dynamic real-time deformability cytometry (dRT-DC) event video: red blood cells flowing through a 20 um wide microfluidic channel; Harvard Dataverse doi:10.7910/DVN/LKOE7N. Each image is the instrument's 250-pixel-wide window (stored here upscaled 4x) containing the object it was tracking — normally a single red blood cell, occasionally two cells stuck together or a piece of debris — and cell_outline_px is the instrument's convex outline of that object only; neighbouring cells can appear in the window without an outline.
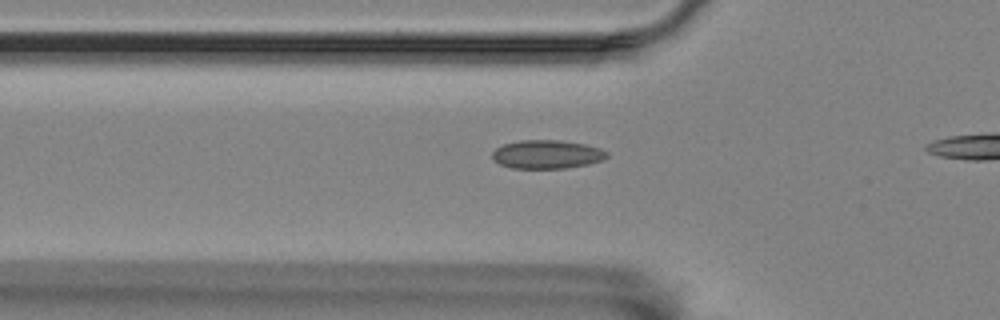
{"species": "Egyptian fruit bat (a non-hibernating species)", "species_latin": "Rousettus aegyptiacus", "temperature_condition": "room temperature", "stored_images_in_passage": 30, "camera_frame_rate_fps": 3000, "um_per_image_px": 0.085, "animal": {"sex": "female"}, "frame": {"image": 1, "passage_image": 3, "time_ms": 0.667, "image_size_px": [1000, 320], "cell_outline_px": [[608, 156], [600, 160], [588, 164], [564, 168], [512, 168], [500, 164], [492, 160], [492, 152], [496, 148], [504, 144], [520, 140], [560, 140], [584, 144], [600, 148], [608, 152]], "centroid_in_image_um": [46.46, 13.11], "position_along_channel_um": 79.3, "area_um2": 19.02}}
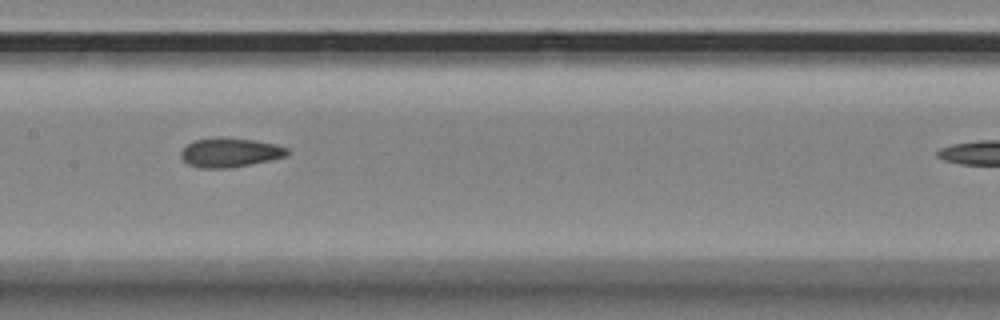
{"frame": {"image": 2, "passage_image": 12, "time_ms": 3.667, "image_size_px": [1000, 320], "cell_outline_px": [[288, 152], [284, 156], [268, 160], [228, 168], [200, 168], [188, 164], [180, 156], [180, 152], [188, 144], [196, 140], [220, 136], [252, 140], [276, 144], [288, 148]], "centroid_in_image_um": [19.5, 12.95], "position_along_channel_um": 187.9, "area_um2": 17.86}}
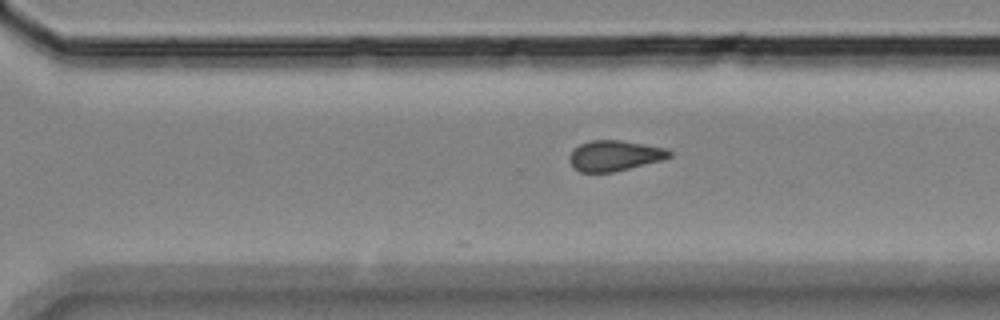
{"frame": {"image": 3, "passage_image": 23, "time_ms": 7.333, "image_size_px": [1000, 320], "cell_outline_px": [[672, 156], [660, 160], [612, 172], [580, 172], [572, 168], [568, 160], [568, 156], [572, 148], [580, 144], [592, 140], [620, 140], [664, 148], [672, 152]], "centroid_in_image_um": [52.15, 13.23], "position_along_channel_um": 318.5, "area_um2": 17.69}}